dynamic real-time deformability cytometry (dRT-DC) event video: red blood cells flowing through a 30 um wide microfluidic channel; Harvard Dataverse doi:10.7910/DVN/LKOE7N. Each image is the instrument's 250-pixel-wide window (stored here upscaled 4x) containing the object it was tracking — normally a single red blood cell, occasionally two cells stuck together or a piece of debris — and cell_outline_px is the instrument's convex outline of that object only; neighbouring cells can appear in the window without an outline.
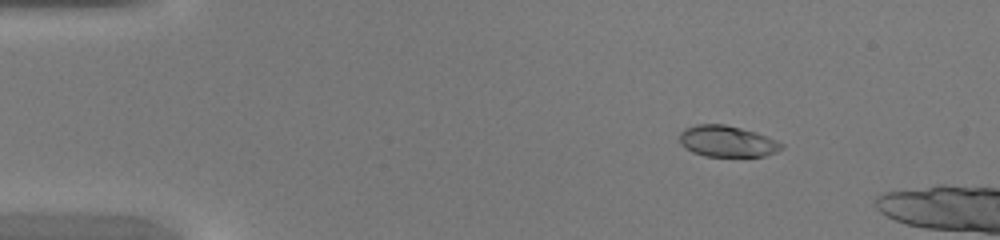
{"species": "common noctule bat (a hibernating species)", "species_latin": "Nyctalus noctula", "temperature_condition": "warm", "stored_images_in_passage": 11, "camera_frame_rate_fps": 3000, "um_per_image_px": 0.085, "animal": {"sex": "female", "body_mass_g": 20.0, "forearm_length_mm": 54.0}, "frame": {"image": 1, "passage_image": 7, "time_ms": 2.0, "image_size_px": [1000, 240], "cell_outline_px": [[784, 148], [776, 152], [764, 156], [704, 156], [692, 152], [684, 148], [680, 144], [680, 132], [684, 128], [696, 124], [724, 124], [756, 132], [768, 136], [784, 144]], "centroid_in_image_um": [61.8, 12.01], "position_along_channel_um": 23.2, "area_um2": 18.73}}